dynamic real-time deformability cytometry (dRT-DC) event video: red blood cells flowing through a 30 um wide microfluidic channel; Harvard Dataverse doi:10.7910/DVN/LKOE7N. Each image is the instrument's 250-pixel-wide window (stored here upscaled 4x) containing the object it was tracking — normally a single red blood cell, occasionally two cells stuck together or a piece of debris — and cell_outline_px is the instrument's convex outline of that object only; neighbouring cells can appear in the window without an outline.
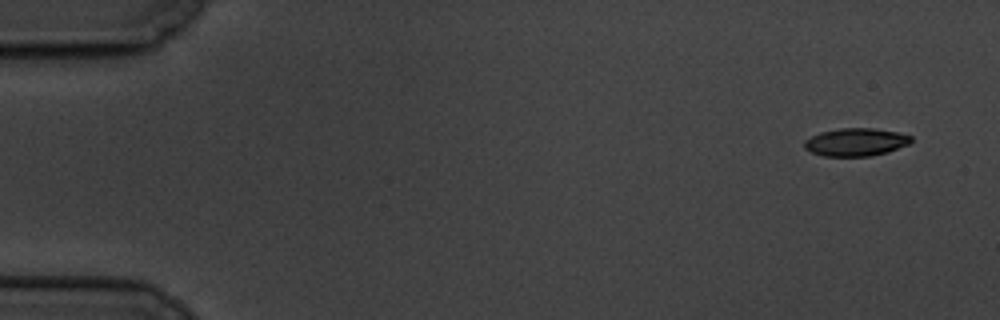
{"species": "common noctule bat (a hibernating species)", "species_latin": "Nyctalus noctula", "temperature_condition": "cold", "stored_images_in_passage": 11, "camera_frame_rate_fps": 3000, "um_per_image_px": 0.085, "animal": {"sex": "male", "body_mass_g": 19.5, "forearm_length_mm": 54.6}, "frame": {"image": 1, "passage_image": 1, "time_ms": 0.0, "image_size_px": [1000, 320], "cell_outline_px": [[912, 140], [908, 144], [888, 152], [872, 156], [824, 156], [812, 152], [804, 148], [804, 140], [820, 132], [840, 128], [872, 128], [896, 132], [912, 136]], "centroid_in_image_um": [72.73, 12.08], "position_along_channel_um": 12.3, "area_um2": 17.28}}
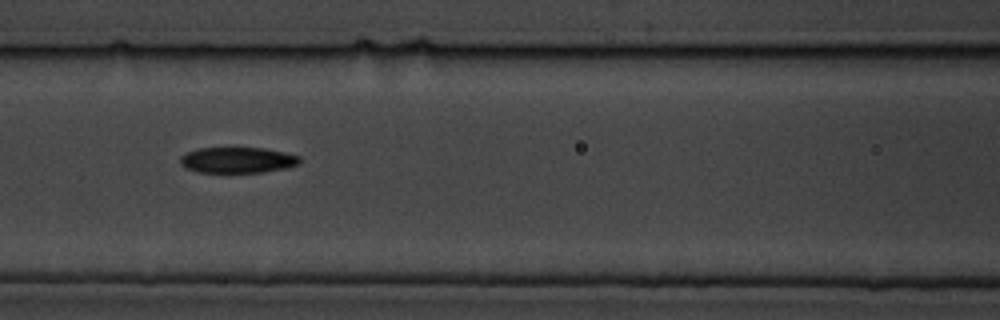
{"frame": {"image": 2, "passage_image": 7, "time_ms": 7.667, "image_size_px": [1000, 320], "cell_outline_px": [[300, 164], [288, 168], [264, 172], [196, 172], [184, 168], [180, 164], [180, 156], [188, 152], [200, 148], [264, 148], [284, 152], [300, 156]], "centroid_in_image_um": [20.2, 13.61], "position_along_channel_um": 146.4, "area_um2": 18.09}}
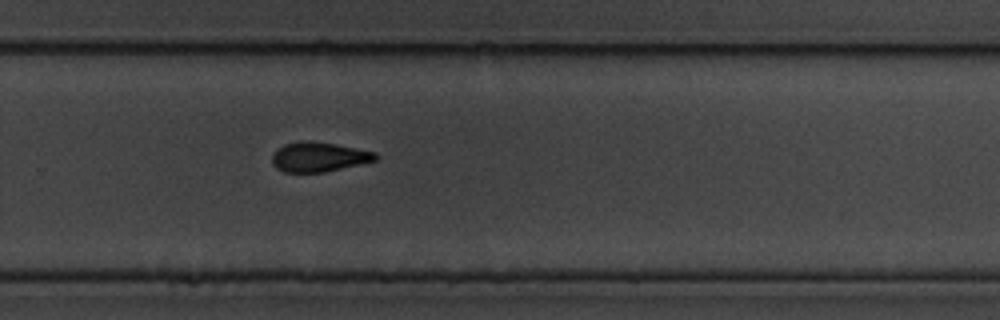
{"frame": {"image": 3, "passage_image": 11, "time_ms": 12.333, "image_size_px": [1000, 320], "cell_outline_px": [[376, 160], [324, 172], [284, 172], [276, 168], [272, 164], [272, 156], [276, 148], [284, 144], [300, 140], [312, 140], [336, 144], [376, 152]], "centroid_in_image_um": [27.04, 13.32], "position_along_channel_um": 302.8, "area_um2": 17.92}}